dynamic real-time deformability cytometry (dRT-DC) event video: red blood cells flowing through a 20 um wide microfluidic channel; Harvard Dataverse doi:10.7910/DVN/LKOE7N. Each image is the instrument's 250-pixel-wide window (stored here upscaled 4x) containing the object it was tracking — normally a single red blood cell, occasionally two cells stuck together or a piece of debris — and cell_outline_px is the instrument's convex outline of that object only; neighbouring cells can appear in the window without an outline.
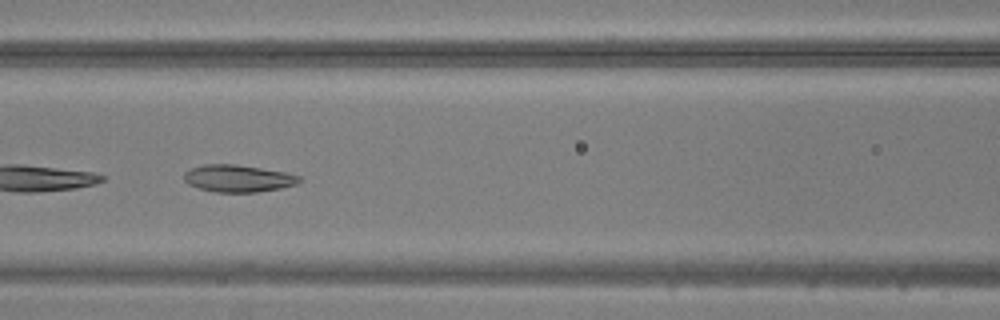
{"species": "common noctule bat (a hibernating species)", "species_latin": "Nyctalus noctula", "temperature_condition": "warm", "stored_images_in_passage": 14, "camera_frame_rate_fps": 3000, "um_per_image_px": 0.085, "animal": {"sex": "male", "body_mass_g": 20.5, "forearm_length_mm": 52.5}, "frame": {"image": 1, "passage_image": 6, "time_ms": 1.667, "image_size_px": [1000, 320], "cell_outline_px": [[300, 180], [296, 184], [280, 188], [256, 192], [216, 192], [200, 188], [188, 184], [184, 180], [184, 172], [192, 168], [204, 164], [236, 164], [284, 172], [300, 176]], "centroid_in_image_um": [20.21, 15.16], "position_along_channel_um": 146.4, "area_um2": 18.03}}
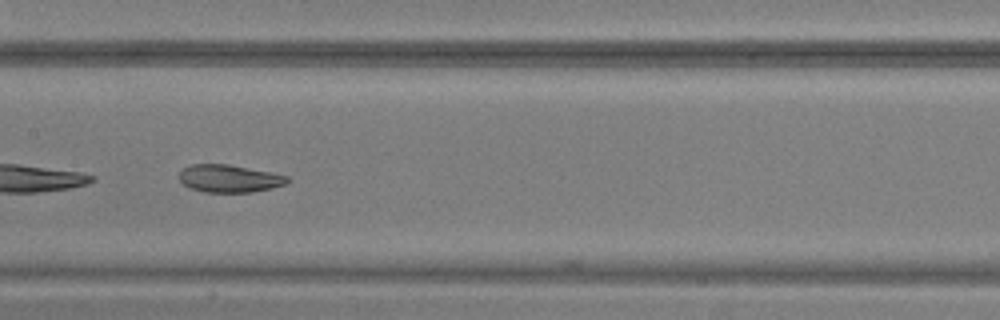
{"frame": {"image": 2, "passage_image": 9, "time_ms": 2.667, "image_size_px": [1000, 320], "cell_outline_px": [[292, 180], [284, 184], [252, 192], [204, 192], [188, 188], [176, 176], [184, 168], [192, 164], [228, 164], [288, 176]], "centroid_in_image_um": [19.43, 15.17], "position_along_channel_um": 188.0, "area_um2": 17.28}}
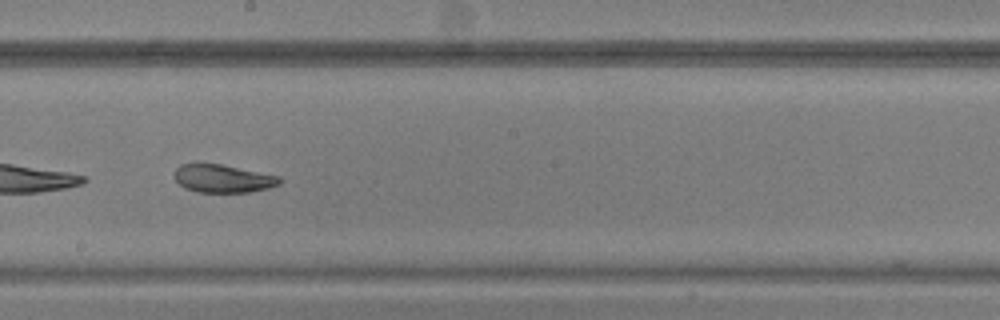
{"frame": {"image": 3, "passage_image": 12, "time_ms": 3.667, "image_size_px": [1000, 320], "cell_outline_px": [[280, 184], [268, 188], [248, 192], [196, 192], [184, 188], [176, 180], [176, 168], [180, 164], [196, 160], [220, 164], [280, 176]], "centroid_in_image_um": [18.89, 15.14], "position_along_channel_um": 229.3, "area_um2": 17.51}}